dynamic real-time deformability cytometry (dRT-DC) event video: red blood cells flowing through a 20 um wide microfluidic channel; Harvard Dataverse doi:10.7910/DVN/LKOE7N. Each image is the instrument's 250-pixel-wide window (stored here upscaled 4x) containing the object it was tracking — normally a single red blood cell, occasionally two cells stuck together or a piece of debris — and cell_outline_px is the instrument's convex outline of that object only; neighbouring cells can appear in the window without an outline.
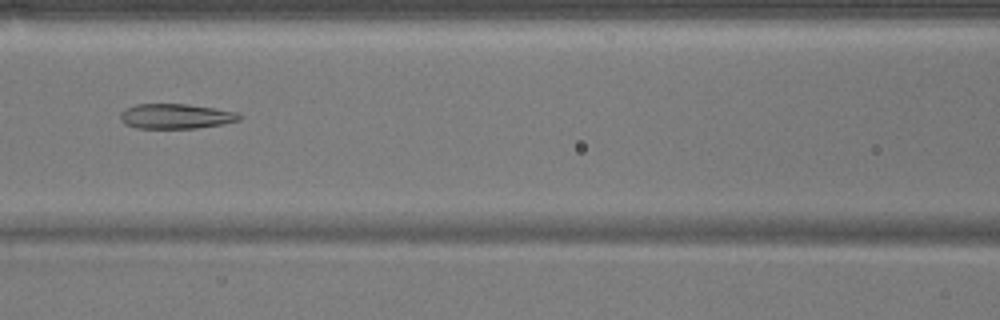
{"species": "common noctule bat (a hibernating species)", "species_latin": "Nyctalus noctula", "temperature_condition": "warm", "stored_images_in_passage": 52, "camera_frame_rate_fps": 3000, "um_per_image_px": 0.085, "animal": {"sex": "male", "body_mass_g": 17.9}, "frame": {"image": 1, "passage_image": 23, "time_ms": 7.333, "image_size_px": [1000, 320], "cell_outline_px": [[244, 116], [240, 120], [224, 124], [196, 128], [136, 128], [124, 124], [120, 120], [120, 112], [124, 108], [136, 104], [188, 104], [236, 112]], "centroid_in_image_um": [14.92, 9.88], "position_along_channel_um": 151.7, "area_um2": 17.46}}
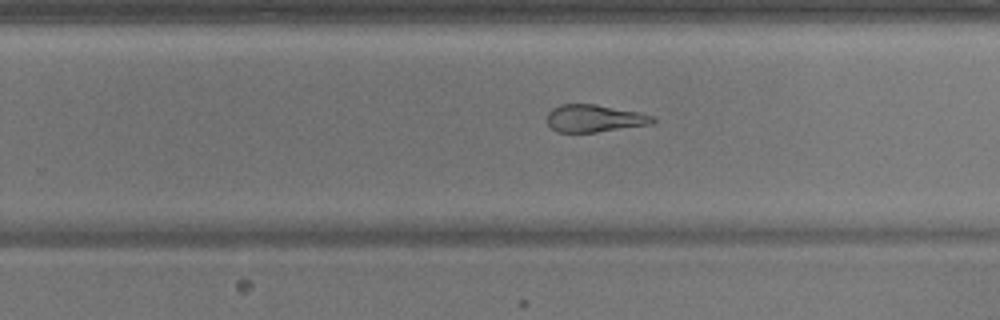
{"frame": {"image": 2, "passage_image": 33, "time_ms": 10.667, "image_size_px": [1000, 320], "cell_outline_px": [[656, 120], [652, 124], [596, 132], [556, 132], [548, 124], [548, 112], [552, 108], [560, 104], [596, 104], [656, 116]], "centroid_in_image_um": [50.52, 10.06], "position_along_channel_um": 279.3, "area_um2": 16.82}}
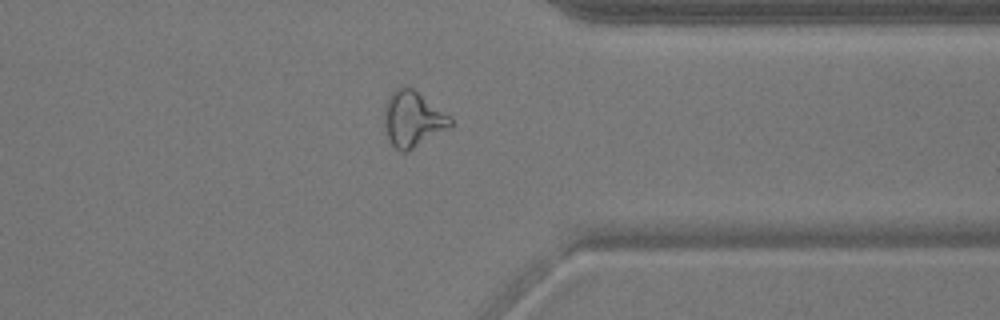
{"frame": {"image": 3, "passage_image": 41, "time_ms": 13.333, "image_size_px": [1000, 320], "cell_outline_px": [[452, 128], [408, 152], [400, 152], [388, 140], [384, 124], [384, 108], [388, 96], [396, 88], [404, 84], [408, 84], [448, 116], [452, 120]], "centroid_in_image_um": [35.07, 10.13], "position_along_channel_um": 376.3, "area_um2": 21.79}, "authors_computed_cell_mechanics": {"area_um2": 21.8773, "velocity_mm_per_s": 3.845, "shape_relaxation_time_tau1_ms": null, "shape_relaxation_time_tau2_ms": 3.6221, "deformation_change_tau1": null, "deformation_change_tau2": 0.1441}}